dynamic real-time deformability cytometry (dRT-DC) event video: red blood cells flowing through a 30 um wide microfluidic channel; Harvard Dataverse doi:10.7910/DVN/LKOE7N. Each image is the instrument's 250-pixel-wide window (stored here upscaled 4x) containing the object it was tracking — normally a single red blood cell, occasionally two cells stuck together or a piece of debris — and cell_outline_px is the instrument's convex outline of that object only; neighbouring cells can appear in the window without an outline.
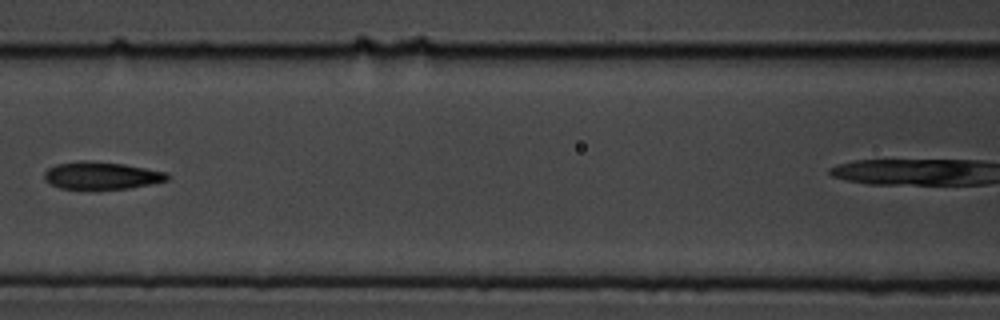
{"species": "common noctule bat (a hibernating species)", "species_latin": "Nyctalus noctula", "temperature_condition": "cold", "stored_images_in_passage": 10, "camera_frame_rate_fps": 3000, "um_per_image_px": 0.085, "animal": {"sex": "male", "body_mass_g": 19.5, "forearm_length_mm": 54.6}, "frame": {"image": 1, "passage_image": 7, "time_ms": 2.0, "image_size_px": [1000, 320], "cell_outline_px": [[168, 180], [128, 188], [60, 188], [48, 184], [44, 180], [44, 172], [48, 168], [56, 164], [84, 160], [124, 164], [168, 172]], "centroid_in_image_um": [8.58, 14.9], "position_along_channel_um": 158.0, "area_um2": 19.42}}
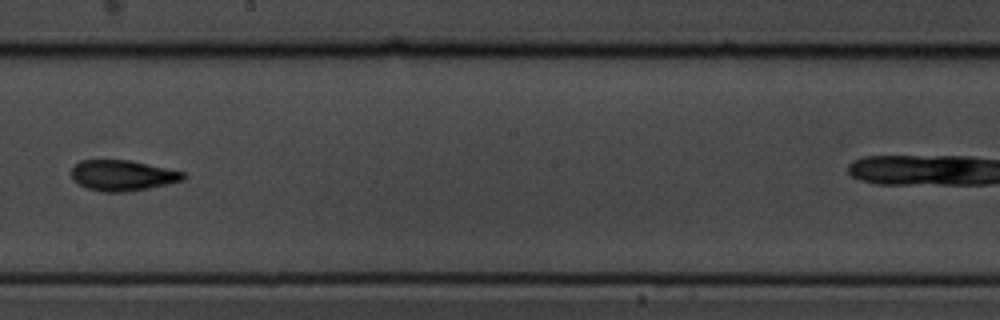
{"frame": {"image": 2, "passage_image": 9, "time_ms": 2.667, "image_size_px": [1000, 320], "cell_outline_px": [[188, 176], [184, 180], [168, 184], [148, 188], [124, 192], [100, 192], [84, 188], [72, 180], [72, 168], [80, 160], [128, 160], [184, 172]], "centroid_in_image_um": [10.39, 14.93], "position_along_channel_um": 237.8, "area_um2": 20.06}}